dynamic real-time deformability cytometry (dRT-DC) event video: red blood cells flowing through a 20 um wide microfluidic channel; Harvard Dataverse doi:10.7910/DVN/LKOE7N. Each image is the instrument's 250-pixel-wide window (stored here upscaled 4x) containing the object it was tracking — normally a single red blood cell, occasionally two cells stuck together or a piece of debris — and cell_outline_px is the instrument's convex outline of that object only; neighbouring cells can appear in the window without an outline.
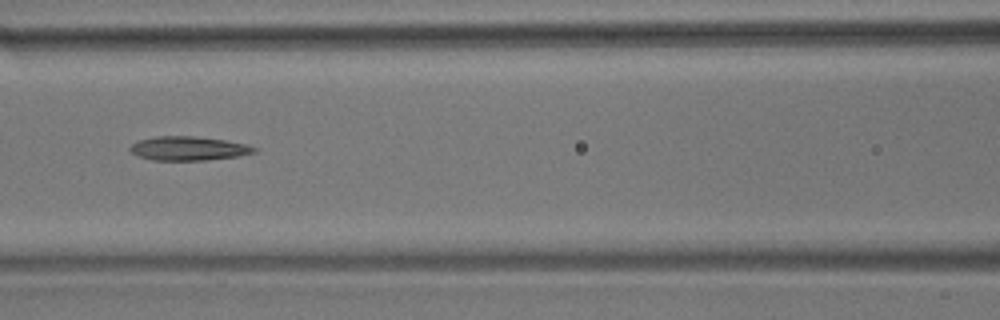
{"species": "common noctule bat (a hibernating species)", "species_latin": "Nyctalus noctula", "temperature_condition": "room temperature", "stored_images_in_passage": 14, "camera_frame_rate_fps": 3000, "um_per_image_px": 0.085, "animal": {"sex": "male", "body_mass_g": 17.9}, "frame": {"image": 1, "passage_image": 6, "time_ms": 6.667, "image_size_px": [1000, 320], "cell_outline_px": [[260, 148], [256, 152], [236, 156], [208, 160], [152, 160], [136, 156], [128, 148], [136, 140], [156, 136], [192, 136], [224, 140], [244, 144]], "centroid_in_image_um": [15.98, 12.62], "position_along_channel_um": 150.6, "area_um2": 17.4}}
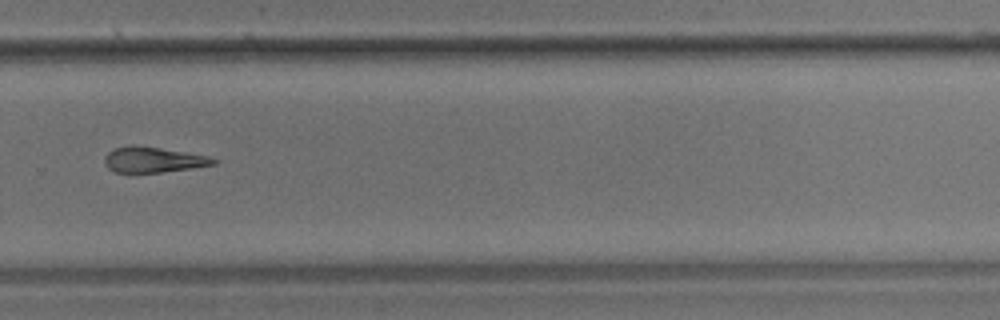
{"frame": {"image": 2, "passage_image": 10, "time_ms": 11.333, "image_size_px": [1000, 320], "cell_outline_px": [[220, 160], [216, 164], [192, 168], [160, 172], [116, 172], [108, 168], [104, 160], [104, 156], [108, 152], [116, 148], [132, 144], [160, 148], [208, 156]], "centroid_in_image_um": [13.03, 13.57], "position_along_channel_um": 316.8, "area_um2": 16.07}}
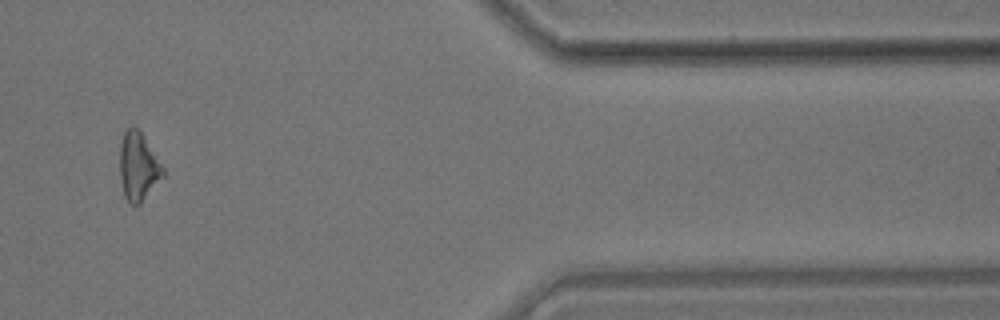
{"frame": {"image": 3, "passage_image": 13, "time_ms": 14.667, "image_size_px": [1000, 320], "cell_outline_px": [[164, 176], [140, 204], [136, 208], [128, 204], [124, 196], [120, 176], [120, 144], [124, 132], [132, 124], [140, 128], [164, 168]], "centroid_in_image_um": [11.75, 14.15], "position_along_channel_um": 399.6, "area_um2": 17.63}, "authors_computed_cell_mechanics": {"area_um2": 17.4267, "velocity_mm_per_s": 3.5719, "shape_relaxation_time_tau1_ms": 2.8103, "shape_relaxation_time_tau2_ms": 5.455, "deformation_change_tau1": 0.1199, "deformation_change_tau2": 0.1935}}